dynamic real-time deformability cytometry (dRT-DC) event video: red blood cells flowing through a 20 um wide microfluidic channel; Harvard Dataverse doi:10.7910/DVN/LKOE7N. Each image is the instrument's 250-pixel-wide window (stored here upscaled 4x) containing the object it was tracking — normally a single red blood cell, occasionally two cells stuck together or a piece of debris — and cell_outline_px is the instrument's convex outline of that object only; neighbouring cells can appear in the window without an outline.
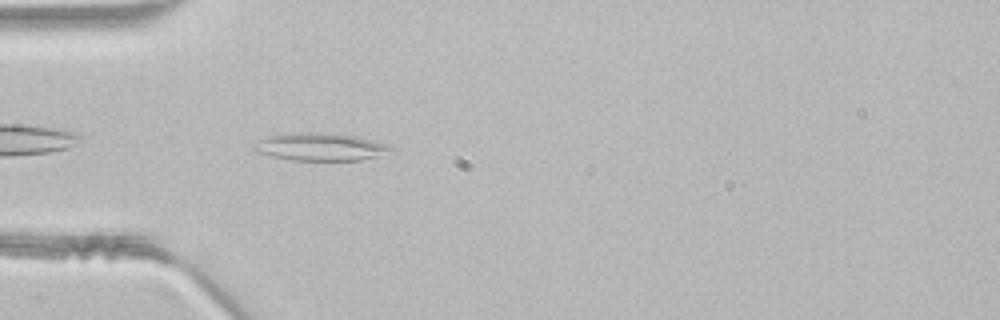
{"species": "common noctule bat (a hibernating species)", "species_latin": "Nyctalus noctula", "temperature_condition": "room temperature", "stored_images_in_passage": 35, "segment_of_instrument_passage": [1, 2], "camera_frame_rate_fps": 3000, "um_per_image_px": 0.085, "animal": {"sex": "male", "body_mass_g": 21.5, "forearm_length_mm": 52.0}, "frame": {"image": 1, "passage_image": 2, "time_ms": 0.333, "image_size_px": [1000, 320], "cell_outline_px": [[396, 152], [380, 156], [360, 160], [288, 160], [256, 152], [252, 148], [260, 140], [268, 136], [280, 132], [320, 132], [356, 136], [388, 144]], "centroid_in_image_um": [27.25, 12.47], "position_along_channel_um": 57.7, "area_um2": 22.43}}
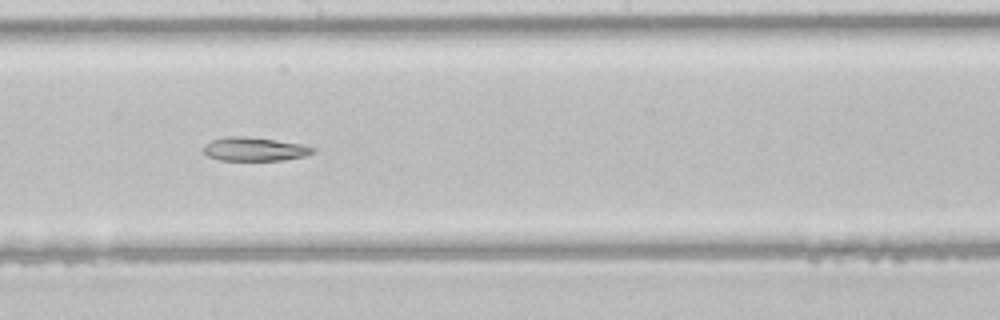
{"frame": {"image": 2, "passage_image": 14, "time_ms": 4.333, "image_size_px": [1000, 320], "cell_outline_px": [[316, 152], [304, 156], [284, 160], [220, 160], [208, 156], [204, 152], [204, 144], [212, 140], [228, 136], [240, 136], [272, 140], [300, 144], [316, 148]], "centroid_in_image_um": [21.63, 12.68], "position_along_channel_um": 226.6, "area_um2": 14.85}}
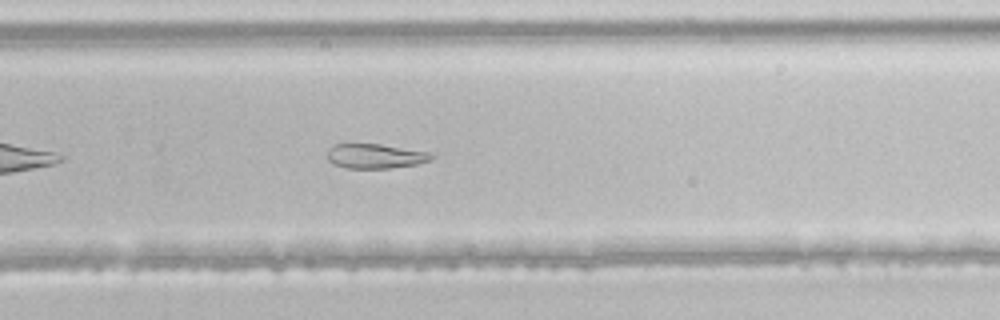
{"frame": {"image": 3, "passage_image": 19, "time_ms": 6.0, "image_size_px": [1000, 320], "cell_outline_px": [[436, 156], [432, 160], [416, 164], [388, 168], [348, 168], [332, 164], [328, 160], [328, 152], [336, 144], [380, 144], [436, 152]], "centroid_in_image_um": [32.02, 13.26], "position_along_channel_um": 297.8, "area_um2": 15.09}}